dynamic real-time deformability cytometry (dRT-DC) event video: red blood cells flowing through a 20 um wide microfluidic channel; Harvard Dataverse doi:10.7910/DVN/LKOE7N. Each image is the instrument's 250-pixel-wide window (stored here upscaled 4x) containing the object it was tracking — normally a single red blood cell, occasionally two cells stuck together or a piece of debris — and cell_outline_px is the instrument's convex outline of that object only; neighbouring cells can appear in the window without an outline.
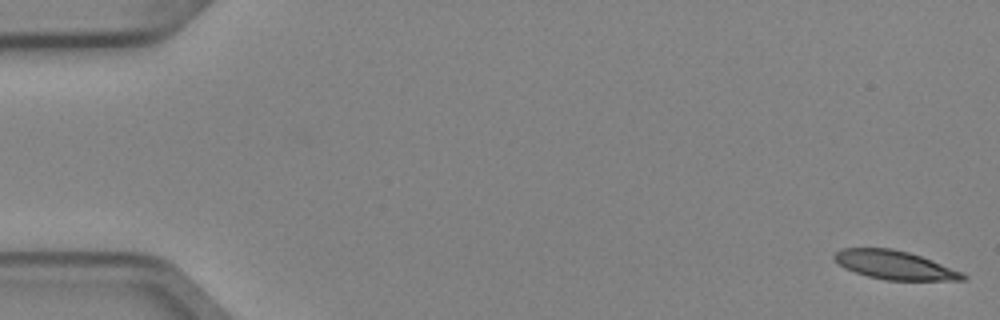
{"species": "Egyptian fruit bat (a non-hibernating species)", "species_latin": "Rousettus aegyptiacus", "temperature_condition": "cold", "stored_images_in_passage": 4, "camera_frame_rate_fps": 3000, "um_per_image_px": 0.085, "animal": {"sex": "female"}, "frame": {"image": 1, "passage_image": 1, "time_ms": 0.0, "image_size_px": [1000, 320], "cell_outline_px": [[968, 280], [884, 280], [868, 276], [844, 268], [832, 256], [840, 248], [892, 248], [908, 252], [932, 260], [964, 272], [968, 276]], "centroid_in_image_um": [76.08, 22.53], "position_along_channel_um": 8.9, "area_um2": 21.5}}